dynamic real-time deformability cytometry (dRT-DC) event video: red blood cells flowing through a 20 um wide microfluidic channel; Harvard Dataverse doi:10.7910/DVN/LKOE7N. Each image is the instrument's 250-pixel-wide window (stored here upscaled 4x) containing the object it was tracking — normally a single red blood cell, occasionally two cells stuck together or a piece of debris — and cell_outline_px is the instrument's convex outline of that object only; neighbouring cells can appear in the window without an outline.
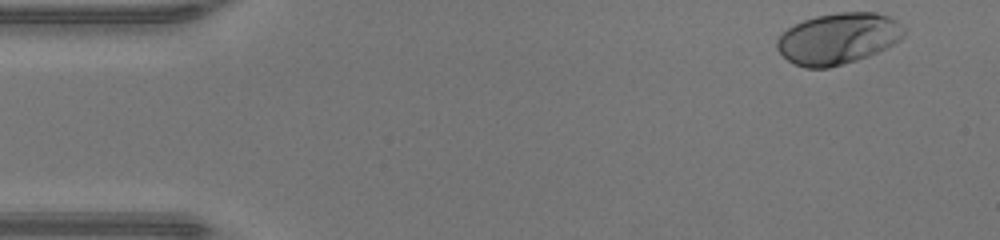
{"species": "human", "species_latin": "Homo sapiens", "temperature_condition": "warm", "stored_images_in_passage": 46, "camera_frame_rate_fps": 3000, "um_per_image_px": 0.085, "donor": {"sex": "male"}, "frame": {"image": 1, "passage_image": 1, "time_ms": 0.0, "image_size_px": [1000, 240], "cell_outline_px": [[904, 36], [900, 40], [868, 56], [856, 60], [828, 68], [804, 68], [788, 60], [776, 48], [776, 40], [788, 28], [804, 20], [816, 16], [836, 12], [876, 12], [888, 16], [896, 20], [904, 28]], "centroid_in_image_um": [71.24, 3.27], "position_along_channel_um": 13.8, "area_um2": 37.63}}
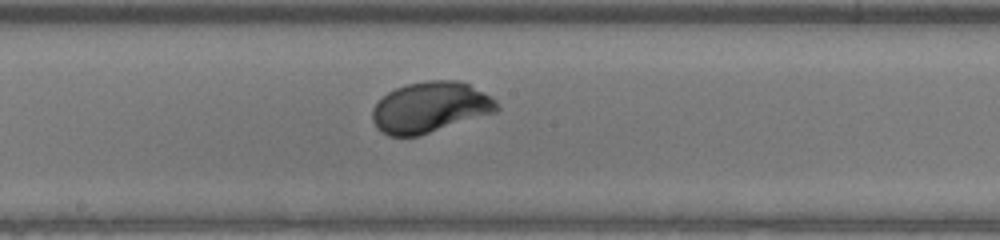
{"frame": {"image": 2, "passage_image": 23, "time_ms": 7.333, "image_size_px": [1000, 240], "cell_outline_px": [[500, 108], [496, 112], [416, 136], [388, 136], [376, 128], [372, 120], [372, 108], [388, 92], [396, 88], [408, 84], [428, 80], [456, 80], [468, 84], [496, 100]], "centroid_in_image_um": [36.54, 9.12], "position_along_channel_um": 211.7, "area_um2": 36.41}}
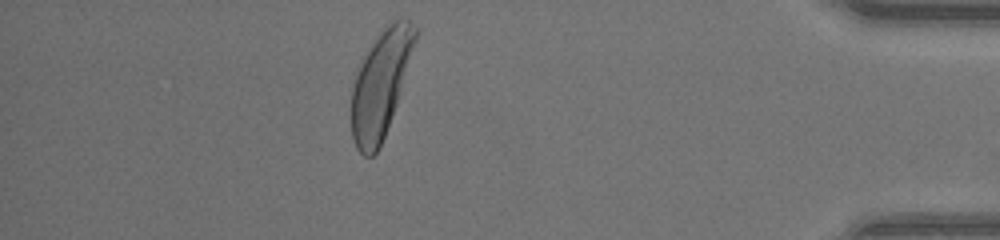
{"frame": {"image": 3, "passage_image": 40, "time_ms": 13.0, "image_size_px": [1000, 240], "cell_outline_px": [[416, 40], [396, 104], [380, 148], [372, 156], [364, 156], [356, 148], [352, 140], [352, 84], [364, 52], [372, 40], [392, 20], [400, 16], [408, 20], [416, 28]], "centroid_in_image_um": [32.33, 7.12], "position_along_channel_um": 402.9, "area_um2": 39.36}, "authors_computed_cell_mechanics": {"area_um2": 36.8764, "velocity_mm_per_s": 4.2671, "shape_relaxation_time_tau1_ms": 2.3327, "shape_relaxation_time_tau2_ms": null, "deformation_change_tau1": 0.1782, "deformation_change_tau2": null}}